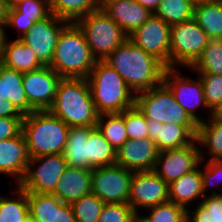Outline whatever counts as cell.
I'll use <instances>...</instances> for the list:
<instances>
[{"mask_svg": "<svg viewBox=\"0 0 222 222\" xmlns=\"http://www.w3.org/2000/svg\"><path fill=\"white\" fill-rule=\"evenodd\" d=\"M104 61L121 75L135 94L152 89L163 82L166 67L128 38Z\"/></svg>", "mask_w": 222, "mask_h": 222, "instance_id": "1", "label": "cell"}, {"mask_svg": "<svg viewBox=\"0 0 222 222\" xmlns=\"http://www.w3.org/2000/svg\"><path fill=\"white\" fill-rule=\"evenodd\" d=\"M48 111L69 127H96L99 117L86 78H62Z\"/></svg>", "mask_w": 222, "mask_h": 222, "instance_id": "2", "label": "cell"}, {"mask_svg": "<svg viewBox=\"0 0 222 222\" xmlns=\"http://www.w3.org/2000/svg\"><path fill=\"white\" fill-rule=\"evenodd\" d=\"M96 61L82 29L68 23L58 37L50 67L62 78H87Z\"/></svg>", "mask_w": 222, "mask_h": 222, "instance_id": "3", "label": "cell"}, {"mask_svg": "<svg viewBox=\"0 0 222 222\" xmlns=\"http://www.w3.org/2000/svg\"><path fill=\"white\" fill-rule=\"evenodd\" d=\"M99 115L121 113L135 106V93L104 60H97L86 78Z\"/></svg>", "mask_w": 222, "mask_h": 222, "instance_id": "4", "label": "cell"}, {"mask_svg": "<svg viewBox=\"0 0 222 222\" xmlns=\"http://www.w3.org/2000/svg\"><path fill=\"white\" fill-rule=\"evenodd\" d=\"M68 132L69 126L48 110L33 111L23 117L22 134L32 157L62 154Z\"/></svg>", "mask_w": 222, "mask_h": 222, "instance_id": "5", "label": "cell"}, {"mask_svg": "<svg viewBox=\"0 0 222 222\" xmlns=\"http://www.w3.org/2000/svg\"><path fill=\"white\" fill-rule=\"evenodd\" d=\"M76 23L85 34L87 44L96 60H105L128 38L101 8L80 18Z\"/></svg>", "mask_w": 222, "mask_h": 222, "instance_id": "6", "label": "cell"}, {"mask_svg": "<svg viewBox=\"0 0 222 222\" xmlns=\"http://www.w3.org/2000/svg\"><path fill=\"white\" fill-rule=\"evenodd\" d=\"M135 106L146 119L157 120L163 124L197 125L163 82L152 89L135 94Z\"/></svg>", "mask_w": 222, "mask_h": 222, "instance_id": "7", "label": "cell"}, {"mask_svg": "<svg viewBox=\"0 0 222 222\" xmlns=\"http://www.w3.org/2000/svg\"><path fill=\"white\" fill-rule=\"evenodd\" d=\"M209 40L194 18L171 25L169 67L183 65L190 69L202 55Z\"/></svg>", "mask_w": 222, "mask_h": 222, "instance_id": "8", "label": "cell"}, {"mask_svg": "<svg viewBox=\"0 0 222 222\" xmlns=\"http://www.w3.org/2000/svg\"><path fill=\"white\" fill-rule=\"evenodd\" d=\"M37 163L39 165L35 169L33 166ZM67 167L63 153L32 157L18 185L27 192L54 194L57 182Z\"/></svg>", "mask_w": 222, "mask_h": 222, "instance_id": "9", "label": "cell"}, {"mask_svg": "<svg viewBox=\"0 0 222 222\" xmlns=\"http://www.w3.org/2000/svg\"><path fill=\"white\" fill-rule=\"evenodd\" d=\"M133 172L117 164L92 170L91 192L105 204L128 203Z\"/></svg>", "mask_w": 222, "mask_h": 222, "instance_id": "10", "label": "cell"}, {"mask_svg": "<svg viewBox=\"0 0 222 222\" xmlns=\"http://www.w3.org/2000/svg\"><path fill=\"white\" fill-rule=\"evenodd\" d=\"M196 139L182 148L160 151L154 172L168 185L196 169L205 160V151L199 149ZM160 167V168H159Z\"/></svg>", "mask_w": 222, "mask_h": 222, "instance_id": "11", "label": "cell"}, {"mask_svg": "<svg viewBox=\"0 0 222 222\" xmlns=\"http://www.w3.org/2000/svg\"><path fill=\"white\" fill-rule=\"evenodd\" d=\"M177 71L176 67L165 68L163 73V83L170 89L177 103L186 111L189 117L199 124L203 121V116L199 119L195 114L198 107L204 106L203 108L209 111V116L212 115V112L208 109L204 99L202 80L200 77L198 81L191 79L190 77H182L180 71Z\"/></svg>", "mask_w": 222, "mask_h": 222, "instance_id": "12", "label": "cell"}, {"mask_svg": "<svg viewBox=\"0 0 222 222\" xmlns=\"http://www.w3.org/2000/svg\"><path fill=\"white\" fill-rule=\"evenodd\" d=\"M171 26L152 14L128 39L169 67Z\"/></svg>", "mask_w": 222, "mask_h": 222, "instance_id": "13", "label": "cell"}, {"mask_svg": "<svg viewBox=\"0 0 222 222\" xmlns=\"http://www.w3.org/2000/svg\"><path fill=\"white\" fill-rule=\"evenodd\" d=\"M68 23L51 14L48 18L35 22L34 26L19 39L31 48L43 66H50L58 37Z\"/></svg>", "mask_w": 222, "mask_h": 222, "instance_id": "14", "label": "cell"}, {"mask_svg": "<svg viewBox=\"0 0 222 222\" xmlns=\"http://www.w3.org/2000/svg\"><path fill=\"white\" fill-rule=\"evenodd\" d=\"M169 202L168 184L152 171L133 172L128 204L139 216L138 208H150Z\"/></svg>", "mask_w": 222, "mask_h": 222, "instance_id": "15", "label": "cell"}, {"mask_svg": "<svg viewBox=\"0 0 222 222\" xmlns=\"http://www.w3.org/2000/svg\"><path fill=\"white\" fill-rule=\"evenodd\" d=\"M62 79L50 66L23 73V89L28 104L35 111L48 110L55 99L59 81Z\"/></svg>", "mask_w": 222, "mask_h": 222, "instance_id": "16", "label": "cell"}, {"mask_svg": "<svg viewBox=\"0 0 222 222\" xmlns=\"http://www.w3.org/2000/svg\"><path fill=\"white\" fill-rule=\"evenodd\" d=\"M158 153L155 141L149 137L140 140L128 139L116 150V164L132 172L152 171Z\"/></svg>", "mask_w": 222, "mask_h": 222, "instance_id": "17", "label": "cell"}, {"mask_svg": "<svg viewBox=\"0 0 222 222\" xmlns=\"http://www.w3.org/2000/svg\"><path fill=\"white\" fill-rule=\"evenodd\" d=\"M148 137L155 141L158 151L182 148L191 144L196 137L197 125L160 123L147 119Z\"/></svg>", "mask_w": 222, "mask_h": 222, "instance_id": "18", "label": "cell"}, {"mask_svg": "<svg viewBox=\"0 0 222 222\" xmlns=\"http://www.w3.org/2000/svg\"><path fill=\"white\" fill-rule=\"evenodd\" d=\"M32 155L22 132L11 139L0 140V173L14 176L16 184L24 178Z\"/></svg>", "mask_w": 222, "mask_h": 222, "instance_id": "19", "label": "cell"}, {"mask_svg": "<svg viewBox=\"0 0 222 222\" xmlns=\"http://www.w3.org/2000/svg\"><path fill=\"white\" fill-rule=\"evenodd\" d=\"M101 9L127 36L141 27L153 14L136 0H112Z\"/></svg>", "mask_w": 222, "mask_h": 222, "instance_id": "20", "label": "cell"}, {"mask_svg": "<svg viewBox=\"0 0 222 222\" xmlns=\"http://www.w3.org/2000/svg\"><path fill=\"white\" fill-rule=\"evenodd\" d=\"M91 181V169L68 166L57 182L53 195L64 203L71 204L91 193Z\"/></svg>", "mask_w": 222, "mask_h": 222, "instance_id": "21", "label": "cell"}, {"mask_svg": "<svg viewBox=\"0 0 222 222\" xmlns=\"http://www.w3.org/2000/svg\"><path fill=\"white\" fill-rule=\"evenodd\" d=\"M0 100H8L23 115L35 111L29 104L23 89V73L0 66Z\"/></svg>", "mask_w": 222, "mask_h": 222, "instance_id": "22", "label": "cell"}, {"mask_svg": "<svg viewBox=\"0 0 222 222\" xmlns=\"http://www.w3.org/2000/svg\"><path fill=\"white\" fill-rule=\"evenodd\" d=\"M169 201L183 206L188 210V204L196 198L203 199L202 175L199 167L184 174L168 185Z\"/></svg>", "mask_w": 222, "mask_h": 222, "instance_id": "23", "label": "cell"}, {"mask_svg": "<svg viewBox=\"0 0 222 222\" xmlns=\"http://www.w3.org/2000/svg\"><path fill=\"white\" fill-rule=\"evenodd\" d=\"M193 18L210 40H222V0H199Z\"/></svg>", "mask_w": 222, "mask_h": 222, "instance_id": "24", "label": "cell"}, {"mask_svg": "<svg viewBox=\"0 0 222 222\" xmlns=\"http://www.w3.org/2000/svg\"><path fill=\"white\" fill-rule=\"evenodd\" d=\"M2 65L22 73L37 70L43 65L37 60L35 54L19 38L4 43Z\"/></svg>", "mask_w": 222, "mask_h": 222, "instance_id": "25", "label": "cell"}, {"mask_svg": "<svg viewBox=\"0 0 222 222\" xmlns=\"http://www.w3.org/2000/svg\"><path fill=\"white\" fill-rule=\"evenodd\" d=\"M94 126L69 127L67 145L63 155L68 166L89 169L87 140Z\"/></svg>", "mask_w": 222, "mask_h": 222, "instance_id": "26", "label": "cell"}, {"mask_svg": "<svg viewBox=\"0 0 222 222\" xmlns=\"http://www.w3.org/2000/svg\"><path fill=\"white\" fill-rule=\"evenodd\" d=\"M89 169L116 164V149L96 127L90 130L87 140Z\"/></svg>", "mask_w": 222, "mask_h": 222, "instance_id": "27", "label": "cell"}, {"mask_svg": "<svg viewBox=\"0 0 222 222\" xmlns=\"http://www.w3.org/2000/svg\"><path fill=\"white\" fill-rule=\"evenodd\" d=\"M49 7L51 14L69 23L100 8L98 0H49Z\"/></svg>", "mask_w": 222, "mask_h": 222, "instance_id": "28", "label": "cell"}, {"mask_svg": "<svg viewBox=\"0 0 222 222\" xmlns=\"http://www.w3.org/2000/svg\"><path fill=\"white\" fill-rule=\"evenodd\" d=\"M207 121L197 124L196 143L207 147L208 160H222V122L212 117Z\"/></svg>", "mask_w": 222, "mask_h": 222, "instance_id": "29", "label": "cell"}, {"mask_svg": "<svg viewBox=\"0 0 222 222\" xmlns=\"http://www.w3.org/2000/svg\"><path fill=\"white\" fill-rule=\"evenodd\" d=\"M64 204L53 194L28 192L29 216L36 222H55L56 208Z\"/></svg>", "mask_w": 222, "mask_h": 222, "instance_id": "30", "label": "cell"}, {"mask_svg": "<svg viewBox=\"0 0 222 222\" xmlns=\"http://www.w3.org/2000/svg\"><path fill=\"white\" fill-rule=\"evenodd\" d=\"M17 198L0 196V222H25L29 217L28 192L18 184Z\"/></svg>", "mask_w": 222, "mask_h": 222, "instance_id": "31", "label": "cell"}, {"mask_svg": "<svg viewBox=\"0 0 222 222\" xmlns=\"http://www.w3.org/2000/svg\"><path fill=\"white\" fill-rule=\"evenodd\" d=\"M193 0H160L154 15L167 24L174 25L193 18Z\"/></svg>", "mask_w": 222, "mask_h": 222, "instance_id": "32", "label": "cell"}, {"mask_svg": "<svg viewBox=\"0 0 222 222\" xmlns=\"http://www.w3.org/2000/svg\"><path fill=\"white\" fill-rule=\"evenodd\" d=\"M97 128L116 150L128 140L124 111L121 113L99 115Z\"/></svg>", "mask_w": 222, "mask_h": 222, "instance_id": "33", "label": "cell"}, {"mask_svg": "<svg viewBox=\"0 0 222 222\" xmlns=\"http://www.w3.org/2000/svg\"><path fill=\"white\" fill-rule=\"evenodd\" d=\"M187 211V222H222V193L213 191L193 211Z\"/></svg>", "mask_w": 222, "mask_h": 222, "instance_id": "34", "label": "cell"}, {"mask_svg": "<svg viewBox=\"0 0 222 222\" xmlns=\"http://www.w3.org/2000/svg\"><path fill=\"white\" fill-rule=\"evenodd\" d=\"M50 15L49 0H18L9 6L7 18H25L39 22Z\"/></svg>", "mask_w": 222, "mask_h": 222, "instance_id": "35", "label": "cell"}, {"mask_svg": "<svg viewBox=\"0 0 222 222\" xmlns=\"http://www.w3.org/2000/svg\"><path fill=\"white\" fill-rule=\"evenodd\" d=\"M190 69L197 74H222V40H209L202 55Z\"/></svg>", "mask_w": 222, "mask_h": 222, "instance_id": "36", "label": "cell"}, {"mask_svg": "<svg viewBox=\"0 0 222 222\" xmlns=\"http://www.w3.org/2000/svg\"><path fill=\"white\" fill-rule=\"evenodd\" d=\"M150 215L138 216L139 222H187V209L173 202L148 208Z\"/></svg>", "mask_w": 222, "mask_h": 222, "instance_id": "37", "label": "cell"}, {"mask_svg": "<svg viewBox=\"0 0 222 222\" xmlns=\"http://www.w3.org/2000/svg\"><path fill=\"white\" fill-rule=\"evenodd\" d=\"M104 204L98 196L91 192L70 205L76 222H97Z\"/></svg>", "mask_w": 222, "mask_h": 222, "instance_id": "38", "label": "cell"}, {"mask_svg": "<svg viewBox=\"0 0 222 222\" xmlns=\"http://www.w3.org/2000/svg\"><path fill=\"white\" fill-rule=\"evenodd\" d=\"M97 222H138V215L128 203L104 204Z\"/></svg>", "mask_w": 222, "mask_h": 222, "instance_id": "39", "label": "cell"}, {"mask_svg": "<svg viewBox=\"0 0 222 222\" xmlns=\"http://www.w3.org/2000/svg\"><path fill=\"white\" fill-rule=\"evenodd\" d=\"M202 80L204 99L212 112L222 103V74H199Z\"/></svg>", "mask_w": 222, "mask_h": 222, "instance_id": "40", "label": "cell"}, {"mask_svg": "<svg viewBox=\"0 0 222 222\" xmlns=\"http://www.w3.org/2000/svg\"><path fill=\"white\" fill-rule=\"evenodd\" d=\"M124 121L128 139L140 140L148 137L147 119L136 106L124 110Z\"/></svg>", "mask_w": 222, "mask_h": 222, "instance_id": "41", "label": "cell"}, {"mask_svg": "<svg viewBox=\"0 0 222 222\" xmlns=\"http://www.w3.org/2000/svg\"><path fill=\"white\" fill-rule=\"evenodd\" d=\"M205 166L204 171L201 170L204 196H206L209 187H216V184L220 185L222 182V160H208Z\"/></svg>", "mask_w": 222, "mask_h": 222, "instance_id": "42", "label": "cell"}, {"mask_svg": "<svg viewBox=\"0 0 222 222\" xmlns=\"http://www.w3.org/2000/svg\"><path fill=\"white\" fill-rule=\"evenodd\" d=\"M23 117H0V140L11 139L22 132Z\"/></svg>", "mask_w": 222, "mask_h": 222, "instance_id": "43", "label": "cell"}, {"mask_svg": "<svg viewBox=\"0 0 222 222\" xmlns=\"http://www.w3.org/2000/svg\"><path fill=\"white\" fill-rule=\"evenodd\" d=\"M34 23V21L25 18H7L5 26L18 29L20 31L18 38H21L34 26Z\"/></svg>", "mask_w": 222, "mask_h": 222, "instance_id": "44", "label": "cell"}, {"mask_svg": "<svg viewBox=\"0 0 222 222\" xmlns=\"http://www.w3.org/2000/svg\"><path fill=\"white\" fill-rule=\"evenodd\" d=\"M55 222H76V218L70 204L65 203L61 208H56Z\"/></svg>", "mask_w": 222, "mask_h": 222, "instance_id": "45", "label": "cell"}, {"mask_svg": "<svg viewBox=\"0 0 222 222\" xmlns=\"http://www.w3.org/2000/svg\"><path fill=\"white\" fill-rule=\"evenodd\" d=\"M0 117H24L8 100H0Z\"/></svg>", "mask_w": 222, "mask_h": 222, "instance_id": "46", "label": "cell"}, {"mask_svg": "<svg viewBox=\"0 0 222 222\" xmlns=\"http://www.w3.org/2000/svg\"><path fill=\"white\" fill-rule=\"evenodd\" d=\"M143 7L147 8L151 13L154 14L156 9L158 8L160 0H136Z\"/></svg>", "mask_w": 222, "mask_h": 222, "instance_id": "47", "label": "cell"}, {"mask_svg": "<svg viewBox=\"0 0 222 222\" xmlns=\"http://www.w3.org/2000/svg\"><path fill=\"white\" fill-rule=\"evenodd\" d=\"M9 6L8 1L0 0V24L6 23Z\"/></svg>", "mask_w": 222, "mask_h": 222, "instance_id": "48", "label": "cell"}, {"mask_svg": "<svg viewBox=\"0 0 222 222\" xmlns=\"http://www.w3.org/2000/svg\"><path fill=\"white\" fill-rule=\"evenodd\" d=\"M5 24H0V57L3 55L4 43L6 39Z\"/></svg>", "mask_w": 222, "mask_h": 222, "instance_id": "49", "label": "cell"}, {"mask_svg": "<svg viewBox=\"0 0 222 222\" xmlns=\"http://www.w3.org/2000/svg\"><path fill=\"white\" fill-rule=\"evenodd\" d=\"M211 117L217 121L222 122V103L212 111Z\"/></svg>", "mask_w": 222, "mask_h": 222, "instance_id": "50", "label": "cell"}, {"mask_svg": "<svg viewBox=\"0 0 222 222\" xmlns=\"http://www.w3.org/2000/svg\"><path fill=\"white\" fill-rule=\"evenodd\" d=\"M112 1V0H98L99 2V7L102 8L107 2Z\"/></svg>", "mask_w": 222, "mask_h": 222, "instance_id": "51", "label": "cell"}, {"mask_svg": "<svg viewBox=\"0 0 222 222\" xmlns=\"http://www.w3.org/2000/svg\"><path fill=\"white\" fill-rule=\"evenodd\" d=\"M25 222H36L34 219H32L30 216L25 220Z\"/></svg>", "mask_w": 222, "mask_h": 222, "instance_id": "52", "label": "cell"}, {"mask_svg": "<svg viewBox=\"0 0 222 222\" xmlns=\"http://www.w3.org/2000/svg\"><path fill=\"white\" fill-rule=\"evenodd\" d=\"M18 0H10L9 5H12L13 3H15Z\"/></svg>", "mask_w": 222, "mask_h": 222, "instance_id": "53", "label": "cell"}]
</instances>
